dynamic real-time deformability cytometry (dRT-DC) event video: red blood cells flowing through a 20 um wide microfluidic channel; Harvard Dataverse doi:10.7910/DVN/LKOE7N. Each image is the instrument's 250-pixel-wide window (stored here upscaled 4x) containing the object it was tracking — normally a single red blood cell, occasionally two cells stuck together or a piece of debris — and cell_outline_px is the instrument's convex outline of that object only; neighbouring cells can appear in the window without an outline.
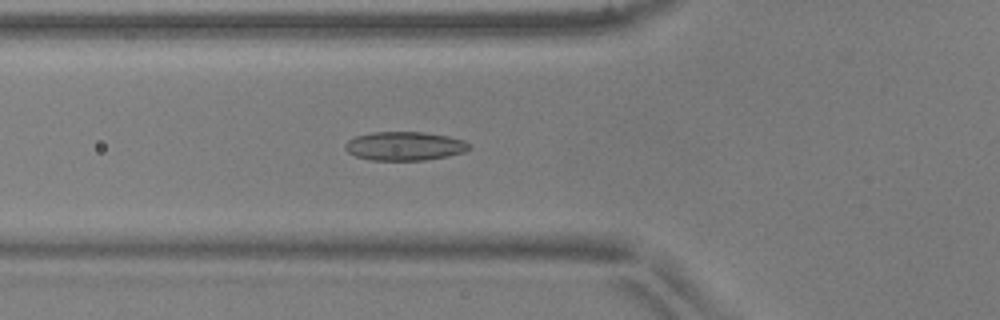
{"species": "common noctule bat (a hibernating species)", "species_latin": "Nyctalus noctula", "temperature_condition": "warm", "stored_images_in_passage": 5, "camera_frame_rate_fps": 3000, "um_per_image_px": 0.085, "animal": {"sex": "male", "body_mass_g": 17.9, "forearm_length_mm": 54.2}, "frame": {"image": 1, "passage_image": 3, "time_ms": 0.667, "image_size_px": [1000, 320], "cell_outline_px": [[472, 148], [464, 152], [448, 156], [424, 160], [372, 160], [356, 156], [348, 152], [344, 148], [344, 144], [348, 140], [356, 136], [372, 132], [424, 132], [448, 136], [464, 140]], "centroid_in_image_um": [34.39, 12.41], "position_along_channel_um": 91.4, "area_um2": 20.81}}